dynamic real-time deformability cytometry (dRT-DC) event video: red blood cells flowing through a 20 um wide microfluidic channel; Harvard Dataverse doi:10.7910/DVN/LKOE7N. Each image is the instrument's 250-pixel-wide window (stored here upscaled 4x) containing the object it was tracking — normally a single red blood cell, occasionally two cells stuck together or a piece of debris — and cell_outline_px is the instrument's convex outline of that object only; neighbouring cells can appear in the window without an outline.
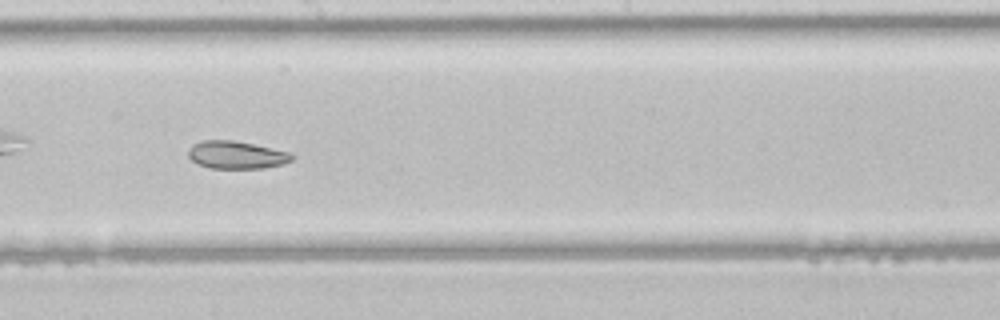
{"species": "common noctule bat (a hibernating species)", "species_latin": "Nyctalus noctula", "temperature_condition": "room temperature", "stored_images_in_passage": 28, "camera_frame_rate_fps": 3000, "um_per_image_px": 0.085, "animal": {"sex": "male", "body_mass_g": 21.5, "forearm_length_mm": 52.0}, "frame": {"image": 1, "passage_image": 13, "time_ms": 4.0, "image_size_px": [1000, 320], "cell_outline_px": [[296, 156], [292, 160], [284, 164], [264, 168], [208, 168], [196, 164], [188, 156], [188, 148], [192, 144], [204, 140], [232, 140], [292, 152]], "centroid_in_image_um": [20.1, 13.17], "position_along_channel_um": 228.1, "area_um2": 16.94}}
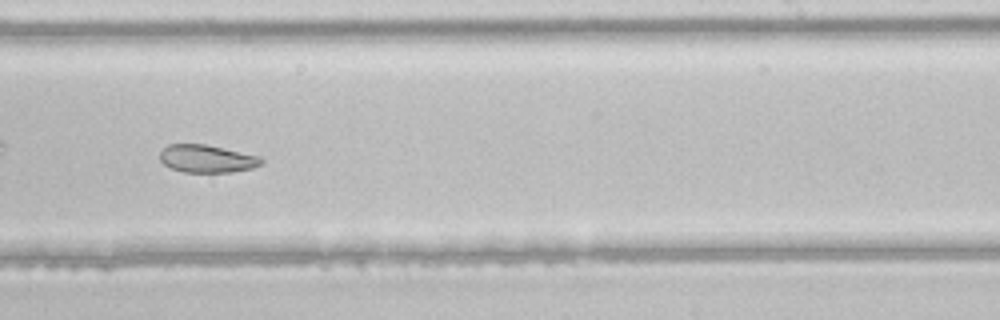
{"frame": {"image": 2, "passage_image": 16, "time_ms": 5.0, "image_size_px": [1000, 320], "cell_outline_px": [[264, 164], [252, 168], [232, 172], [184, 172], [172, 168], [164, 164], [160, 160], [160, 152], [168, 144], [208, 144], [260, 156], [264, 160]], "centroid_in_image_um": [17.63, 13.48], "position_along_channel_um": 271.4, "area_um2": 16.53}}